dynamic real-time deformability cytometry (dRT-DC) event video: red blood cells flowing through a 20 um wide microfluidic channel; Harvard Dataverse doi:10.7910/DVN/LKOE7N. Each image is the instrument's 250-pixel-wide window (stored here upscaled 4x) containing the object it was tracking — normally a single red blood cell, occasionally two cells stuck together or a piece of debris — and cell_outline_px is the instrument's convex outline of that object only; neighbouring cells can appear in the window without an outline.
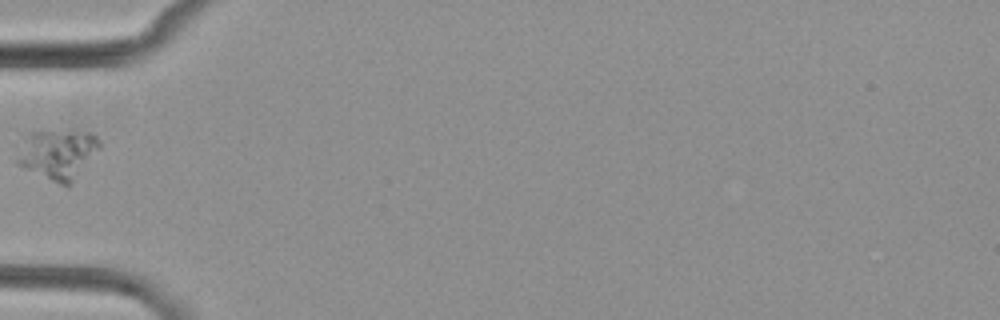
{"species": "common noctule bat (a hibernating species)", "species_latin": "Nyctalus noctula", "temperature_condition": "cold", "stored_images_in_passage": 7, "camera_frame_rate_fps": 3000, "um_per_image_px": 0.085, "animal": {"sex": "female", "body_mass_g": 29.2, "forearm_length_mm": 56.3}, "frame": {"image": 1, "passage_image": 6, "time_ms": 6.0, "image_size_px": [1000, 320], "cell_outline_px": [[100, 148], [72, 184], [68, 188], [24, 168], [16, 164], [12, 144], [20, 136], [32, 132], [92, 132], [100, 140]], "centroid_in_image_um": [4.78, 13.1], "position_along_channel_um": 80.2, "area_um2": 24.8}}
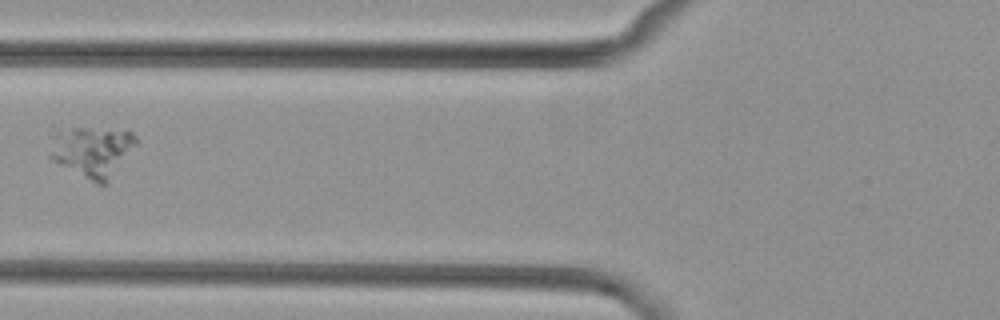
{"frame": {"image": 2, "passage_image": 7, "time_ms": 7.0, "image_size_px": [1000, 320], "cell_outline_px": [[136, 144], [108, 184], [104, 188], [96, 184], [52, 160], [48, 156], [52, 132], [56, 128], [88, 128], [132, 132], [136, 136]], "centroid_in_image_um": [7.78, 12.9], "position_along_channel_um": 118.0, "area_um2": 25.84}}